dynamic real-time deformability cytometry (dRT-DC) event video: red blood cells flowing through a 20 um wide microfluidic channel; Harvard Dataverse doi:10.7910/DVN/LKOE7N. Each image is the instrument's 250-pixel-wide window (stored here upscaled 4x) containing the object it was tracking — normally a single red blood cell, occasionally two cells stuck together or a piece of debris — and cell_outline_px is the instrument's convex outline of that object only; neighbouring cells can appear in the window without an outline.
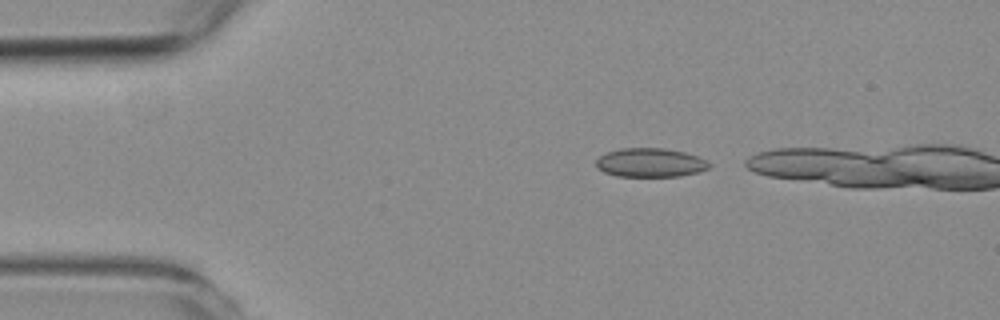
{"species": "common noctule bat (a hibernating species)", "species_latin": "Nyctalus noctula", "temperature_condition": "room temperature", "stored_images_in_passage": 5, "camera_frame_rate_fps": 3000, "um_per_image_px": 0.085, "animal": {"sex": "female", "body_mass_g": 19.3, "forearm_length_mm": 54.1}, "frame": {"image": 1, "passage_image": 1, "time_ms": 0.0, "image_size_px": [1000, 320], "cell_outline_px": [[712, 164], [708, 168], [700, 172], [680, 176], [616, 176], [604, 172], [596, 168], [596, 160], [600, 156], [608, 152], [620, 148], [664, 148], [684, 152], [708, 160]], "centroid_in_image_um": [55.29, 13.83], "position_along_channel_um": 29.7, "area_um2": 19.13}}